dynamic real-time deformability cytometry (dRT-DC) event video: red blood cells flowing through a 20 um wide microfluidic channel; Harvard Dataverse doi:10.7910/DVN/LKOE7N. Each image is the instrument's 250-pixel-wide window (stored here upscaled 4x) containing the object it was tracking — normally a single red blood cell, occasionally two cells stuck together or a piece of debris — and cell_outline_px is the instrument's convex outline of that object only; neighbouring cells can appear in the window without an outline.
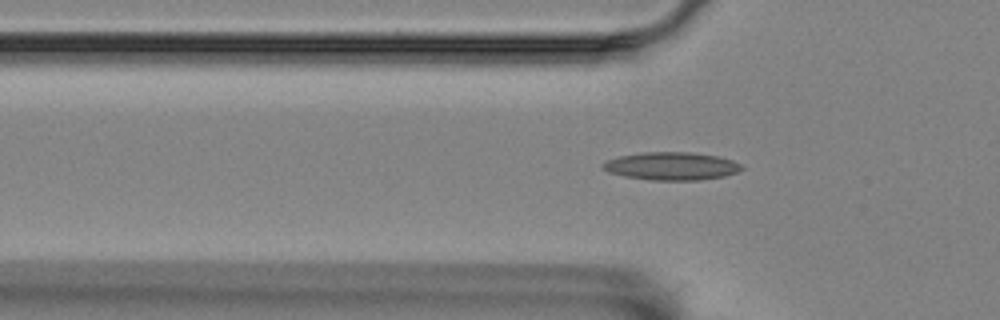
{"species": "Egyptian fruit bat (a non-hibernating species)", "species_latin": "Rousettus aegyptiacus", "temperature_condition": "room temperature", "stored_images_in_passage": 46, "camera_frame_rate_fps": 3000, "um_per_image_px": 0.085, "animal": {"sex": "female"}, "frame": {"image": 1, "passage_image": 7, "time_ms": 2.0, "image_size_px": [1000, 320], "cell_outline_px": [[744, 168], [736, 172], [724, 176], [700, 180], [652, 180], [624, 176], [608, 172], [604, 168], [604, 164], [608, 160], [620, 156], [644, 152], [692, 152], [716, 156], [732, 160], [740, 164]], "centroid_in_image_um": [57.1, 14.12], "position_along_channel_um": 68.7, "area_um2": 22.31}}
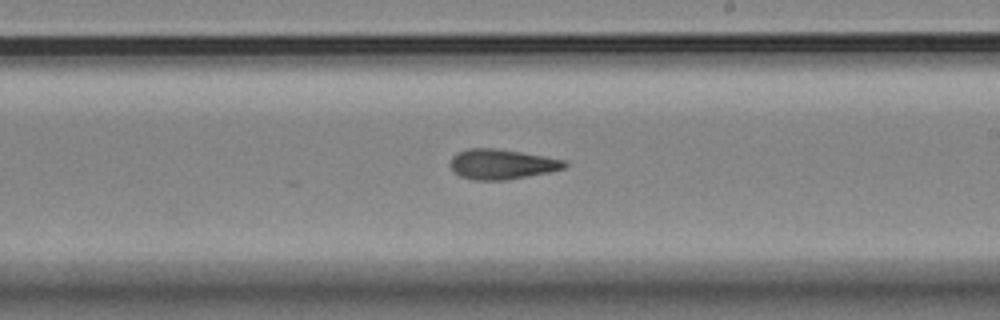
{"frame": {"image": 2, "passage_image": 22, "time_ms": 7.0, "image_size_px": [1000, 320], "cell_outline_px": [[568, 164], [564, 168], [548, 172], [508, 180], [472, 180], [460, 176], [448, 164], [452, 156], [468, 148], [496, 148], [544, 156], [564, 160]], "centroid_in_image_um": [42.63, 13.96], "position_along_channel_um": 246.4, "area_um2": 19.94}}
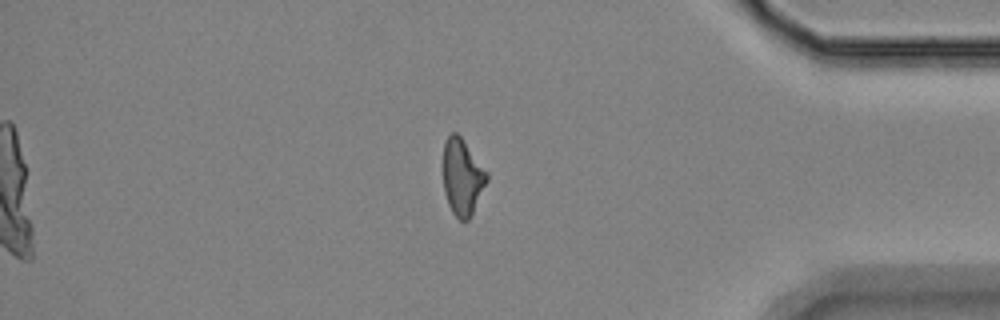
{"frame": {"image": 3, "passage_image": 37, "time_ms": 12.0, "image_size_px": [1000, 320], "cell_outline_px": [[488, 180], [472, 216], [468, 220], [460, 220], [452, 212], [448, 204], [444, 192], [444, 144], [448, 136], [452, 132], [456, 132], [460, 136], [488, 172]], "centroid_in_image_um": [39.32, 15.08], "position_along_channel_um": 395.9, "area_um2": 19.36}, "authors_computed_cell_mechanics": {"area_um2": 19.941, "velocity_mm_per_s": 3.5353, "shape_relaxation_time_tau1_ms": 6.3357, "shape_relaxation_time_tau2_ms": 3.296, "deformation_change_tau1": 0.174, "deformation_change_tau2": 0.1225}}